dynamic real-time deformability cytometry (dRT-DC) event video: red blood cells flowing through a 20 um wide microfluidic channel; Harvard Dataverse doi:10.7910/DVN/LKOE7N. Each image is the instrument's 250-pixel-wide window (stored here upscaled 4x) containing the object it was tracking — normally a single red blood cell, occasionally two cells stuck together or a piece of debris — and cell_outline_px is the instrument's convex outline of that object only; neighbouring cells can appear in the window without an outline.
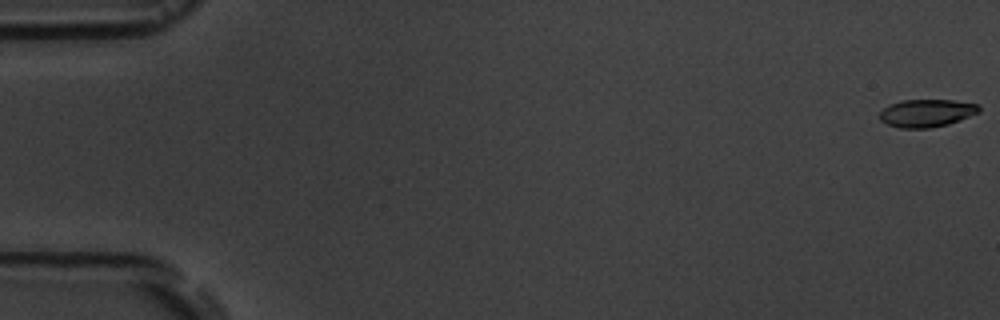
{"species": "common noctule bat (a hibernating species)", "species_latin": "Nyctalus noctula", "temperature_condition": "room temperature", "stored_images_in_passage": 7, "camera_frame_rate_fps": 3000, "um_per_image_px": 0.085, "animal": {"sex": "male", "body_mass_g": 19.5, "forearm_length_mm": 54.6}, "frame": {"image": 1, "passage_image": 1, "time_ms": 0.0, "image_size_px": [1000, 320], "cell_outline_px": [[980, 112], [960, 120], [948, 124], [928, 128], [900, 128], [888, 124], [880, 120], [880, 112], [888, 104], [900, 100], [952, 100], [980, 104]], "centroid_in_image_um": [78.77, 9.6], "position_along_channel_um": 6.2, "area_um2": 16.13}}
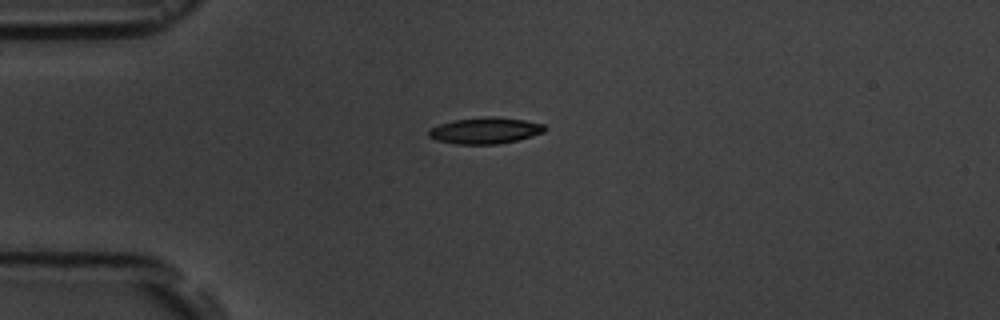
{"frame": {"image": 2, "passage_image": 5, "time_ms": 4.667, "image_size_px": [1000, 320], "cell_outline_px": [[548, 128], [544, 132], [532, 136], [516, 140], [496, 144], [456, 144], [436, 140], [428, 136], [428, 132], [432, 128], [440, 124], [452, 120], [484, 116], [496, 116], [524, 120], [544, 124]], "centroid_in_image_um": [41.26, 11.09], "position_along_channel_um": 43.7, "area_um2": 17.86}}
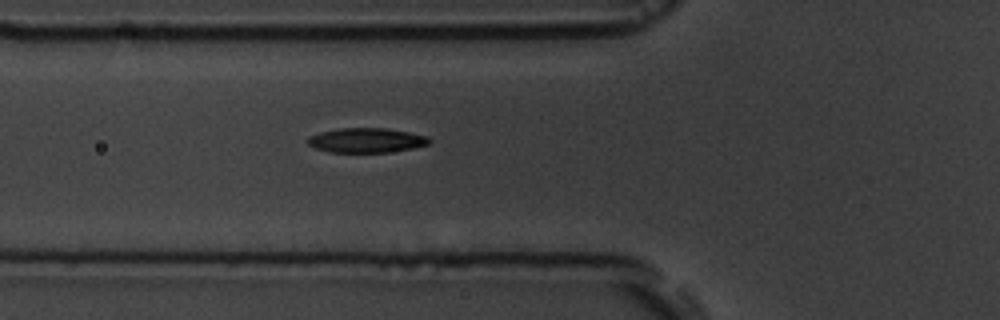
{"frame": {"image": 3, "passage_image": 7, "time_ms": 6.667, "image_size_px": [1000, 320], "cell_outline_px": [[432, 140], [428, 144], [412, 148], [388, 152], [328, 152], [316, 148], [308, 144], [304, 140], [308, 136], [320, 132], [340, 128], [384, 128], [408, 132], [428, 136]], "centroid_in_image_um": [31.1, 11.92], "position_along_channel_um": 94.7, "area_um2": 17.46}}